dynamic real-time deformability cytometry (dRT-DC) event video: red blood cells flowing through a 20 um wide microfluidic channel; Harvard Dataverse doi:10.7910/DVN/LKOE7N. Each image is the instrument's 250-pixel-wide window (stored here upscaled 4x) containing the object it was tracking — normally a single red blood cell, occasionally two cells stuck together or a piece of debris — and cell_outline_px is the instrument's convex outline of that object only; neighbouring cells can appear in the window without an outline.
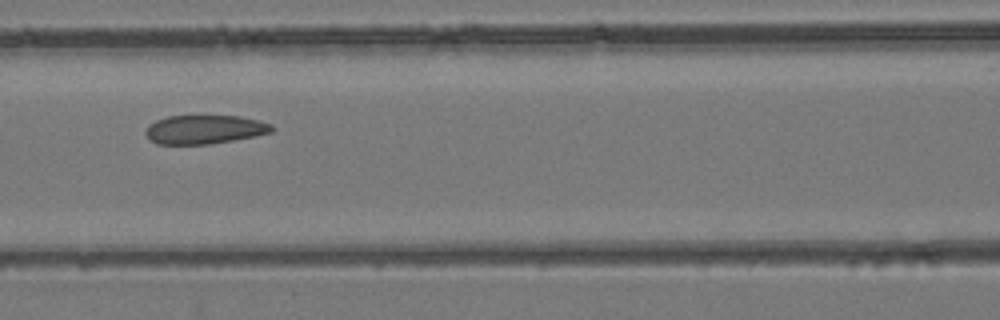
{"species": "common noctule bat (a hibernating species)", "species_latin": "Nyctalus noctula", "temperature_condition": "room temperature", "stored_images_in_passage": 5, "camera_frame_rate_fps": 3000, "um_per_image_px": 0.085, "animal": {"sex": "female", "body_mass_g": 24.6, "forearm_length_mm": 56.2}, "frame": {"image": 1, "passage_image": 5, "time_ms": 5.333, "image_size_px": [1000, 320], "cell_outline_px": [[276, 128], [272, 132], [256, 136], [212, 144], [156, 144], [144, 132], [148, 124], [156, 120], [168, 116], [240, 116], [260, 120], [272, 124]], "centroid_in_image_um": [17.43, 11.0], "position_along_channel_um": 149.2, "area_um2": 21.39}}